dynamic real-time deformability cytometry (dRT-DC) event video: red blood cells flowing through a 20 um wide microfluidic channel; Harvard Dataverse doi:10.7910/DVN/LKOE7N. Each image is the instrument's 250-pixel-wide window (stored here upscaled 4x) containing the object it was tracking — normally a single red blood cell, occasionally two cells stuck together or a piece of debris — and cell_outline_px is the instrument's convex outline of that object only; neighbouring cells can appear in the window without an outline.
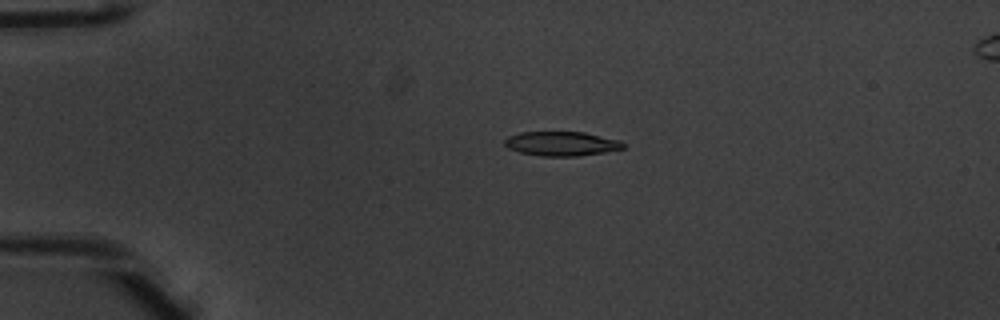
{"species": "common noctule bat (a hibernating species)", "species_latin": "Nyctalus noctula", "temperature_condition": "warm", "stored_images_in_passage": 42, "camera_frame_rate_fps": 3000, "um_per_image_px": 0.085, "animal": {"sex": "male", "body_mass_g": 20.1, "forearm_length_mm": 53.5}, "frame": {"image": 1, "passage_image": 2, "time_ms": 0.333, "image_size_px": [1000, 320], "cell_outline_px": [[624, 148], [604, 152], [576, 156], [540, 156], [520, 152], [508, 148], [504, 144], [504, 140], [508, 136], [520, 132], [584, 132], [620, 140], [624, 144]], "centroid_in_image_um": [47.71, 12.21], "position_along_channel_um": 37.3, "area_um2": 16.76}}
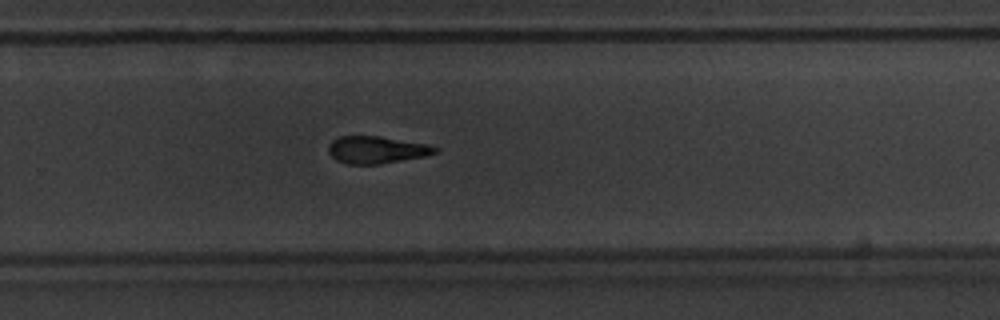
{"frame": {"image": 2, "passage_image": 25, "time_ms": 8.0, "image_size_px": [1000, 320], "cell_outline_px": [[440, 148], [436, 152], [424, 156], [380, 164], [348, 164], [336, 160], [328, 152], [328, 144], [332, 140], [340, 136], [380, 136], [428, 144]], "centroid_in_image_um": [31.99, 12.73], "position_along_channel_um": 297.8, "area_um2": 16.94}}
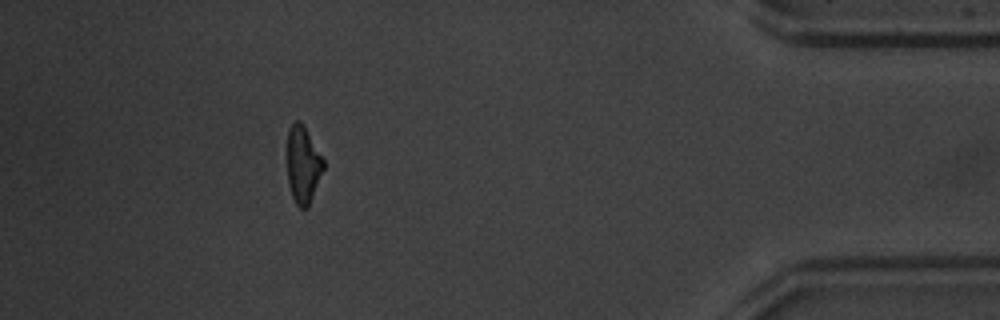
{"frame": {"image": 3, "passage_image": 37, "time_ms": 12.0, "image_size_px": [1000, 320], "cell_outline_px": [[324, 168], [308, 208], [300, 208], [296, 204], [292, 196], [288, 184], [288, 128], [296, 120], [300, 120], [324, 160]], "centroid_in_image_um": [25.75, 14.02], "position_along_channel_um": 409.4, "area_um2": 16.07}, "authors_computed_cell_mechanics": {"area_um2": 17.5712, "velocity_mm_per_s": 3.9683, "shape_relaxation_time_tau1_ms": 3.9219, "shape_relaxation_time_tau2_ms": 4.8688, "deformation_change_tau1": 0.1468, "deformation_change_tau2": 0.1554}}